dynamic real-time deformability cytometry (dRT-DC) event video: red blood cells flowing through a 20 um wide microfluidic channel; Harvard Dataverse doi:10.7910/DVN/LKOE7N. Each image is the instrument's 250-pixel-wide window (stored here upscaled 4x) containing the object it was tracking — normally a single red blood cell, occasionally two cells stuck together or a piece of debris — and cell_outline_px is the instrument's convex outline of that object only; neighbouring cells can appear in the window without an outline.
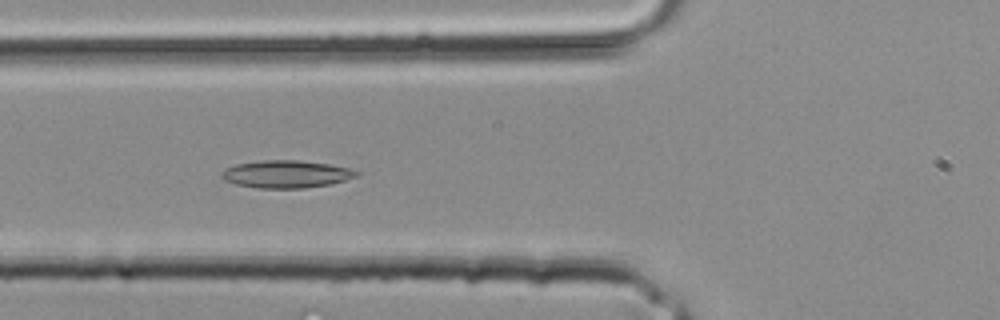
{"species": "common noctule bat (a hibernating species)", "species_latin": "Nyctalus noctula", "temperature_condition": "room temperature", "stored_images_in_passage": 27, "camera_frame_rate_fps": 3000, "um_per_image_px": 0.085, "animal": {"sex": "male", "body_mass_g": 20.4}, "frame": {"image": 1, "passage_image": 4, "time_ms": 1.0, "image_size_px": [1000, 320], "cell_outline_px": [[360, 172], [356, 176], [344, 180], [328, 184], [304, 188], [256, 188], [236, 184], [224, 180], [220, 176], [220, 172], [236, 164], [260, 160], [296, 160], [328, 164], [348, 168]], "centroid_in_image_um": [24.28, 14.8], "position_along_channel_um": 101.5, "area_um2": 21.44}}
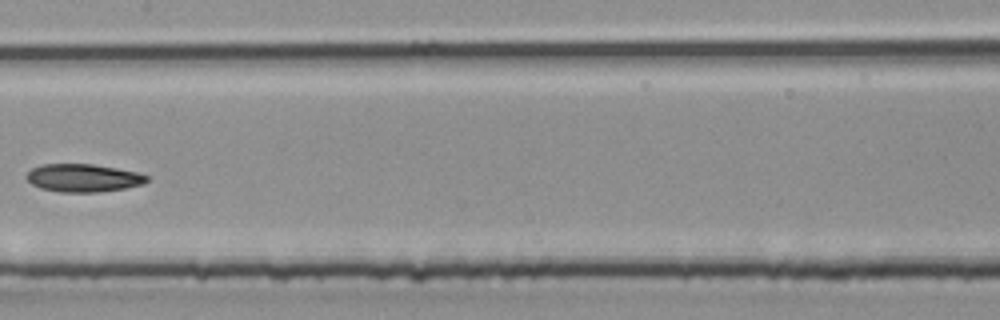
{"frame": {"image": 2, "passage_image": 9, "time_ms": 2.667, "image_size_px": [1000, 320], "cell_outline_px": [[148, 180], [144, 184], [124, 188], [96, 192], [60, 192], [40, 188], [32, 184], [24, 176], [32, 168], [40, 164], [92, 164], [116, 168], [136, 172], [148, 176]], "centroid_in_image_um": [7.04, 15.12], "position_along_channel_um": 200.4, "area_um2": 19.54}}
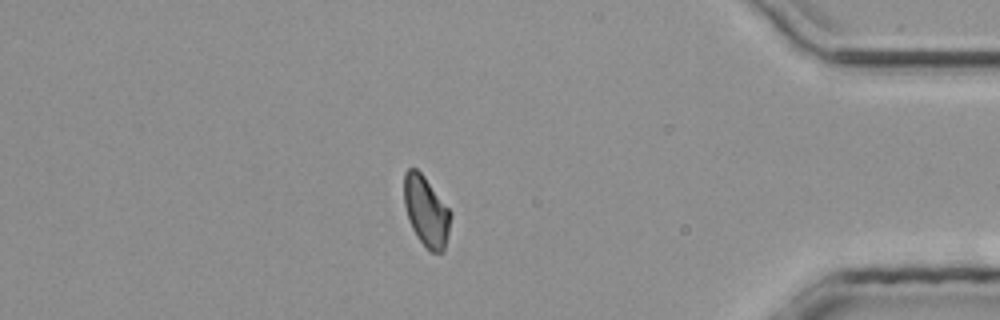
{"frame": {"image": 3, "passage_image": 21, "time_ms": 6.667, "image_size_px": [1000, 320], "cell_outline_px": [[452, 216], [444, 248], [440, 252], [432, 252], [416, 236], [408, 220], [404, 204], [404, 172], [408, 168], [416, 168], [424, 176], [452, 212]], "centroid_in_image_um": [36.21, 17.92], "position_along_channel_um": 399.0, "area_um2": 18.9}}